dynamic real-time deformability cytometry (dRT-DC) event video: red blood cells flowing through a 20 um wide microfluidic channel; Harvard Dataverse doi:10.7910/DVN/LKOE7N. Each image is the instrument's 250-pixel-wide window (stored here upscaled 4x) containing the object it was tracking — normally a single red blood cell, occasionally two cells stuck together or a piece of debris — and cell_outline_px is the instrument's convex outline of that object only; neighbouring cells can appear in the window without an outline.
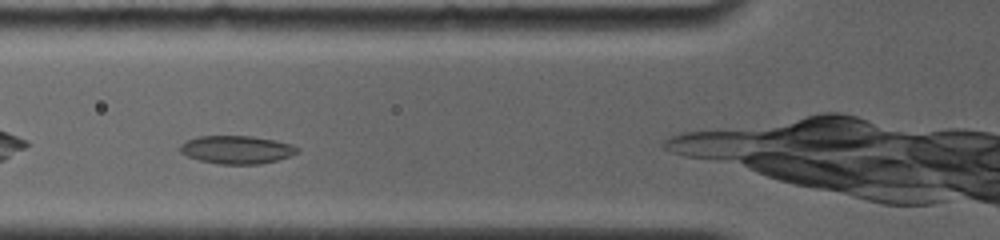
{"species": "common noctule bat (a hibernating species)", "species_latin": "Nyctalus noctula", "temperature_condition": "room temperature", "stored_images_in_passage": 16, "camera_frame_rate_fps": 4000, "um_per_image_px": 0.085, "animal": {"sex": "female", "body_mass_g": 19.0, "forearm_length_mm": 56.7}, "frame": {"image": 1, "passage_image": 3, "time_ms": 1.25, "image_size_px": [1000, 240], "cell_outline_px": [[300, 152], [276, 160], [260, 164], [220, 164], [200, 160], [188, 156], [180, 152], [180, 144], [196, 136], [252, 136], [276, 140], [292, 144], [300, 148]], "centroid_in_image_um": [20.14, 12.71], "position_along_channel_um": 105.7, "area_um2": 19.19}, "authors_computed_cell_mechanics": {"area_um2": 19.1318, "velocity_mm_per_s": 3.771, "shape_relaxation_time_tau1_ms": 2.2622, "shape_relaxation_time_tau2_ms": null, "deformation_change_tau1": 0.0474, "deformation_change_tau2": null}}